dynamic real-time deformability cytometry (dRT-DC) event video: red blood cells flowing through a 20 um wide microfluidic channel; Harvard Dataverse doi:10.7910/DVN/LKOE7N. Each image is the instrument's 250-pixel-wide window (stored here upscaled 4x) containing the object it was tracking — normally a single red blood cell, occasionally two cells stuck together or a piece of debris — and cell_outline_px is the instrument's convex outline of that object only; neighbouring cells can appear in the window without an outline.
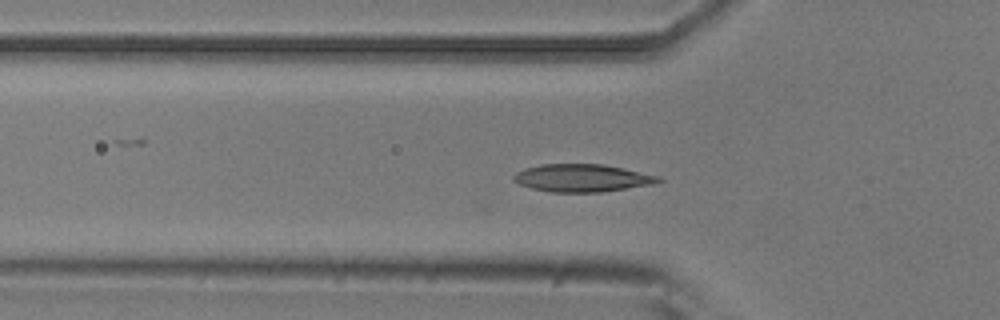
{"species": "common noctule bat (a hibernating species)", "species_latin": "Nyctalus noctula", "temperature_condition": "room temperature", "stored_images_in_passage": 4, "camera_frame_rate_fps": 3000, "um_per_image_px": 0.085, "animal": {"sex": "male", "body_mass_g": 20.5, "forearm_length_mm": 52.5}, "frame": {"image": 1, "passage_image": 4, "time_ms": 1.0, "image_size_px": [1000, 320], "cell_outline_px": [[664, 180], [652, 184], [600, 192], [552, 192], [532, 188], [520, 184], [512, 180], [512, 176], [516, 172], [524, 168], [540, 164], [604, 164], [660, 176]], "centroid_in_image_um": [49.46, 15.12], "position_along_channel_um": 76.3, "area_um2": 23.29}}